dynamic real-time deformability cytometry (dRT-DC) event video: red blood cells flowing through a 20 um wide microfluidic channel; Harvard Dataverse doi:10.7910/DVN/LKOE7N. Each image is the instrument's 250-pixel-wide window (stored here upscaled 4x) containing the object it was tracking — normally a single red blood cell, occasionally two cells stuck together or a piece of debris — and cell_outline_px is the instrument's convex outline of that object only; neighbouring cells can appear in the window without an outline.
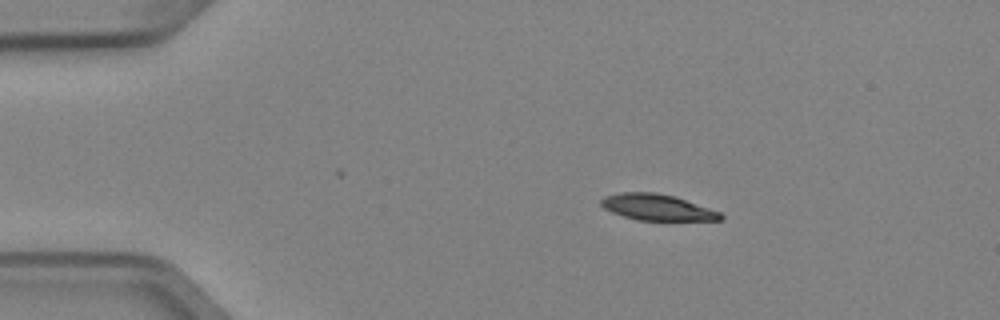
{"species": "Egyptian fruit bat (a non-hibernating species)", "species_latin": "Rousettus aegyptiacus", "temperature_condition": "cold", "stored_images_in_passage": 3, "camera_frame_rate_fps": 3000, "um_per_image_px": 0.085, "animal": {"sex": "female"}, "frame": {"image": 1, "passage_image": 2, "time_ms": 0.333, "image_size_px": [1000, 320], "cell_outline_px": [[724, 220], [636, 220], [612, 212], [604, 208], [600, 204], [600, 200], [604, 196], [620, 192], [656, 192], [676, 196], [720, 212], [724, 216]], "centroid_in_image_um": [55.86, 17.61], "position_along_channel_um": 29.1, "area_um2": 18.26}}